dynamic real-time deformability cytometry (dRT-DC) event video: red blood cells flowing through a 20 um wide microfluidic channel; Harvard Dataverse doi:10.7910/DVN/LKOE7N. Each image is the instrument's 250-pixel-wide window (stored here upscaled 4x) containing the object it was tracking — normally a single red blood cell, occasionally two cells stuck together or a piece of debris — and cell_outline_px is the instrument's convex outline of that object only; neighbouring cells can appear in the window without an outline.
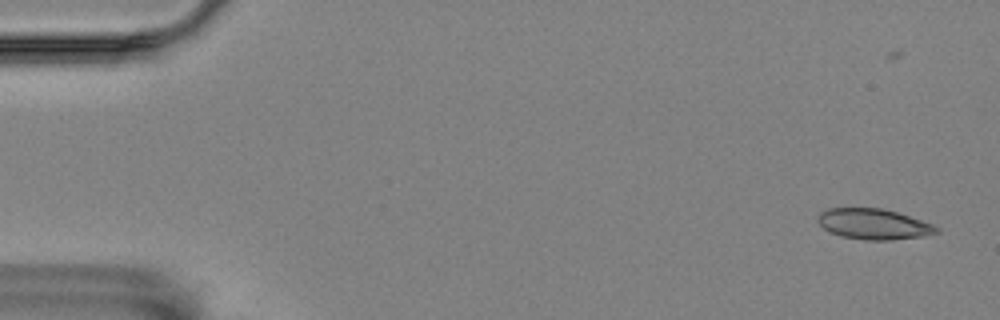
{"species": "Egyptian fruit bat (a non-hibernating species)", "species_latin": "Rousettus aegyptiacus", "temperature_condition": "room temperature", "stored_images_in_passage": 58, "camera_frame_rate_fps": 3000, "um_per_image_px": 0.085, "animal": {"sex": "female"}, "frame": {"image": 1, "passage_image": 3, "time_ms": 0.667, "image_size_px": [1000, 320], "cell_outline_px": [[940, 232], [924, 236], [888, 240], [864, 240], [840, 236], [824, 228], [816, 220], [816, 216], [820, 212], [828, 208], [880, 208], [896, 212], [932, 224], [940, 228]], "centroid_in_image_um": [74.24, 19.05], "position_along_channel_um": 10.8, "area_um2": 21.1}}
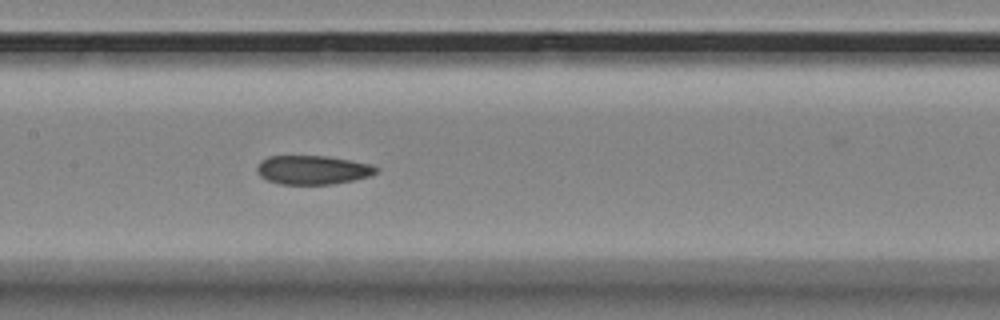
{"frame": {"image": 2, "passage_image": 28, "time_ms": 9.0, "image_size_px": [1000, 320], "cell_outline_px": [[380, 168], [376, 172], [368, 176], [352, 180], [332, 184], [280, 184], [268, 180], [260, 176], [256, 168], [260, 160], [268, 156], [328, 156], [372, 164]], "centroid_in_image_um": [26.57, 14.43], "position_along_channel_um": 180.8, "area_um2": 20.06}}
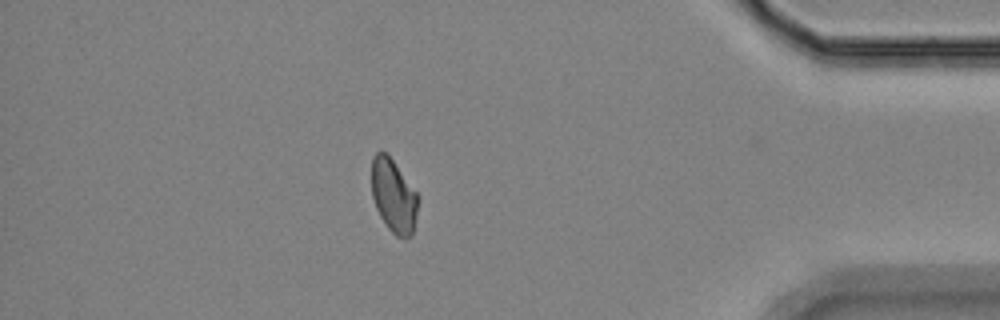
{"frame": {"image": 3, "passage_image": 50, "time_ms": 16.333, "image_size_px": [1000, 320], "cell_outline_px": [[416, 216], [412, 236], [396, 236], [388, 228], [380, 216], [376, 208], [372, 196], [372, 156], [376, 152], [384, 152], [392, 160], [416, 192]], "centroid_in_image_um": [33.42, 16.65], "position_along_channel_um": 401.8, "area_um2": 19.25}, "authors_computed_cell_mechanics": {"area_um2": 20.6057, "velocity_mm_per_s": 3.5257, "shape_relaxation_time_tau1_ms": null, "shape_relaxation_time_tau2_ms": 3.4226, "deformation_change_tau1": null, "deformation_change_tau2": 0.0835}}